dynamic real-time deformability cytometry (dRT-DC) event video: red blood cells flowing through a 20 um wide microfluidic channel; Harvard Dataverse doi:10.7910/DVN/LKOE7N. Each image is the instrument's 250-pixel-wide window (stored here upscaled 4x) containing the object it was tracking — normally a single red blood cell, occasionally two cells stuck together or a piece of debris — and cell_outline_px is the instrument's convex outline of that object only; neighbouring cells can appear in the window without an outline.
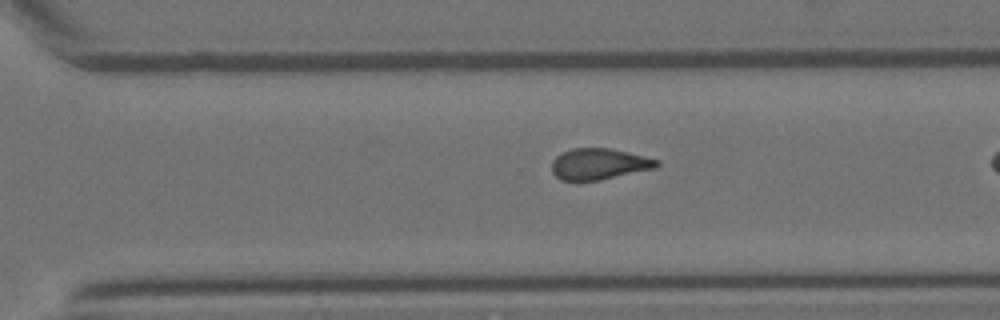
{"species": "Egyptian fruit bat (a non-hibernating species)", "species_latin": "Rousettus aegyptiacus", "temperature_condition": "room temperature", "stored_images_in_passage": 27, "camera_frame_rate_fps": 3000, "um_per_image_px": 0.085, "animal": {"sex": "female"}, "frame": {"image": 1, "passage_image": 23, "time_ms": 7.333, "image_size_px": [1000, 320], "cell_outline_px": [[660, 164], [656, 168], [600, 180], [560, 180], [552, 172], [552, 160], [556, 156], [572, 148], [612, 148], [660, 160]], "centroid_in_image_um": [50.94, 13.93], "position_along_channel_um": 319.7, "area_um2": 19.07}}